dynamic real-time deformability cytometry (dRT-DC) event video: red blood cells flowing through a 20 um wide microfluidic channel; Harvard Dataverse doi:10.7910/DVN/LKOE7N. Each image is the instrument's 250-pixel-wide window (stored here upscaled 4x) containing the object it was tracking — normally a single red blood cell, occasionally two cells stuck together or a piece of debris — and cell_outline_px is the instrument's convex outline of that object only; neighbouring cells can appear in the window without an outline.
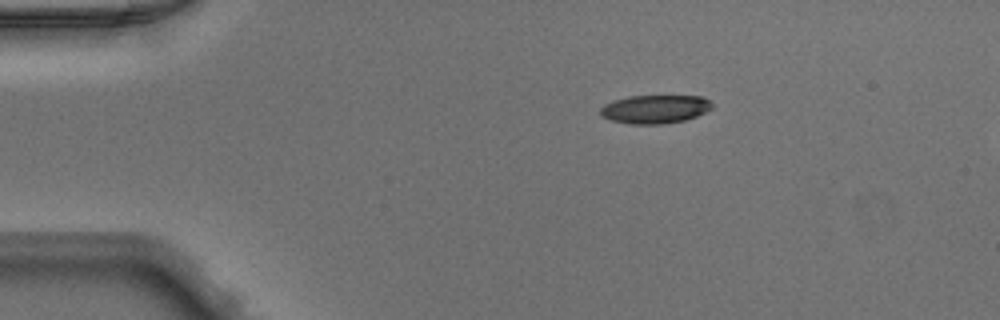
{"species": "Egyptian fruit bat (a non-hibernating species)", "species_latin": "Rousettus aegyptiacus", "temperature_condition": "warm", "stored_images_in_passage": 41, "camera_frame_rate_fps": 3000, "um_per_image_px": 0.085, "animal": {"sex": "male"}, "frame": {"image": 1, "passage_image": 1, "time_ms": 0.0, "image_size_px": [1000, 320], "cell_outline_px": [[716, 104], [712, 108], [696, 116], [684, 120], [660, 124], [632, 124], [608, 120], [600, 116], [600, 108], [604, 104], [612, 100], [628, 96], [704, 96]], "centroid_in_image_um": [55.66, 9.27], "position_along_channel_um": 29.3, "area_um2": 18.79}}
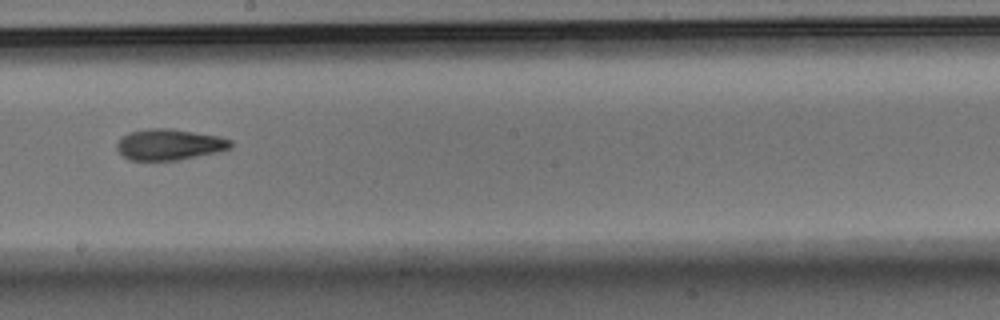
{"frame": {"image": 2, "passage_image": 20, "time_ms": 6.333, "image_size_px": [1000, 320], "cell_outline_px": [[232, 148], [220, 152], [176, 160], [128, 160], [116, 148], [116, 144], [120, 136], [128, 132], [148, 128], [172, 128], [220, 136], [232, 140]], "centroid_in_image_um": [14.4, 12.27], "position_along_channel_um": 233.8, "area_um2": 20.92}}
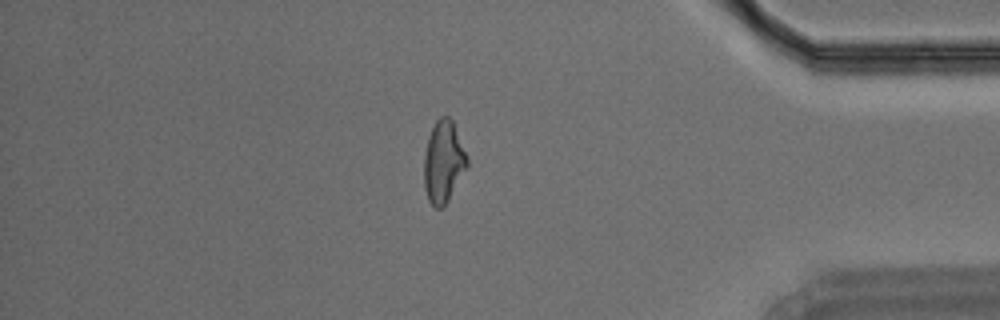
{"frame": {"image": 3, "passage_image": 34, "time_ms": 11.0, "image_size_px": [1000, 320], "cell_outline_px": [[468, 164], [444, 208], [436, 208], [428, 200], [424, 188], [424, 156], [428, 136], [436, 120], [440, 116], [448, 116], [452, 120], [468, 156]], "centroid_in_image_um": [37.68, 13.75], "position_along_channel_um": 397.5, "area_um2": 20.58}}